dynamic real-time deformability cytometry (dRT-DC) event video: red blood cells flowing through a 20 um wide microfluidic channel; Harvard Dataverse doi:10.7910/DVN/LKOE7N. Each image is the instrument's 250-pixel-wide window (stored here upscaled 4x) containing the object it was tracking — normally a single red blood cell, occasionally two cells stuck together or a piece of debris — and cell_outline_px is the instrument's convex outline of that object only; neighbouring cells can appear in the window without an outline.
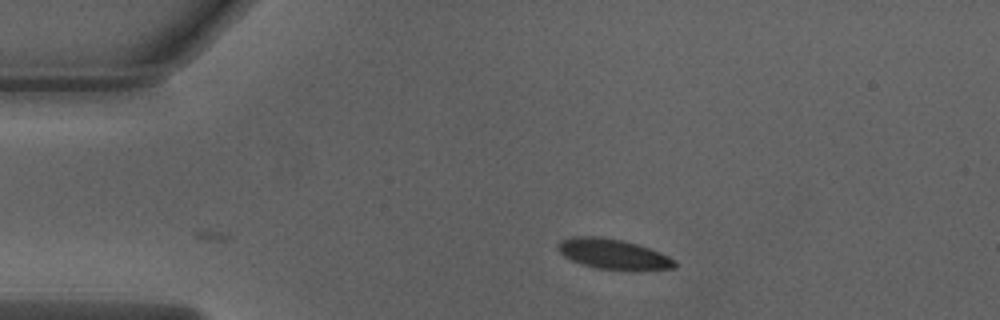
{"species": "Egyptian fruit bat (a non-hibernating species)", "species_latin": "Rousettus aegyptiacus", "temperature_condition": "warm", "stored_images_in_passage": 32, "camera_frame_rate_fps": 3000, "um_per_image_px": 0.085, "animal": {"sex": "male"}, "frame": {"image": 1, "passage_image": 1, "time_ms": 0.0, "image_size_px": [1000, 320], "cell_outline_px": [[676, 268], [596, 268], [572, 260], [564, 256], [560, 252], [556, 244], [560, 240], [572, 236], [600, 236], [624, 240], [660, 252], [676, 260]], "centroid_in_image_um": [52.06, 21.54], "position_along_channel_um": 32.9, "area_um2": 19.88}}
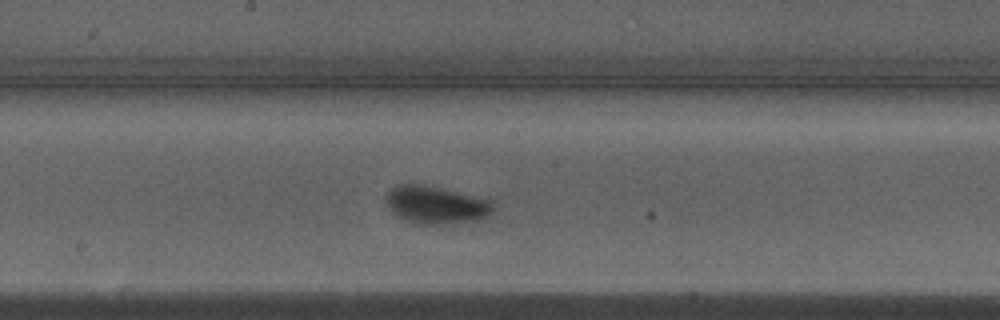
{"frame": {"image": 2, "passage_image": 18, "time_ms": 5.667, "image_size_px": [1000, 320], "cell_outline_px": [[492, 212], [488, 216], [476, 220], [444, 224], [416, 224], [392, 212], [384, 200], [384, 196], [396, 184], [424, 184], [492, 200]], "centroid_in_image_um": [37.03, 17.4], "position_along_channel_um": 211.2, "area_um2": 23.41}}
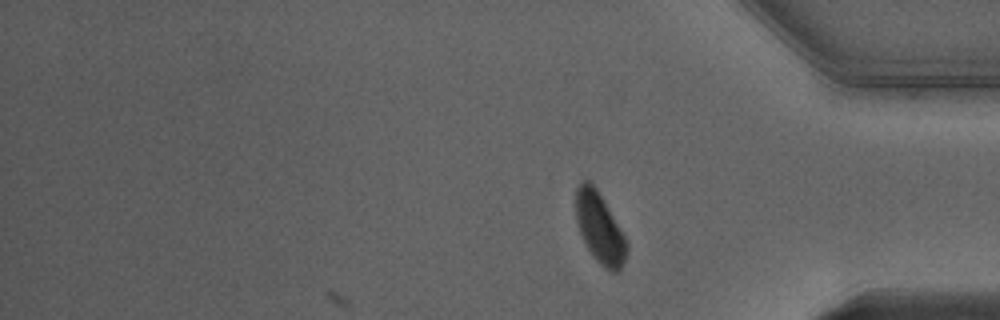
{"frame": {"image": 3, "passage_image": 32, "time_ms": 10.333, "image_size_px": [1000, 320], "cell_outline_px": [[628, 252], [624, 264], [616, 272], [608, 272], [596, 260], [588, 248], [580, 232], [576, 220], [576, 188], [584, 180], [588, 180], [596, 188], [604, 200], [628, 240]], "centroid_in_image_um": [51.01, 19.41], "position_along_channel_um": 384.2, "area_um2": 20.98}, "authors_computed_cell_mechanics": {"area_um2": 22.2241, "velocity_mm_per_s": 4.0029, "shape_relaxation_time_tau1_ms": 1.9994, "shape_relaxation_time_tau2_ms": null, "deformation_change_tau1": 0.1215, "deformation_change_tau2": null}}